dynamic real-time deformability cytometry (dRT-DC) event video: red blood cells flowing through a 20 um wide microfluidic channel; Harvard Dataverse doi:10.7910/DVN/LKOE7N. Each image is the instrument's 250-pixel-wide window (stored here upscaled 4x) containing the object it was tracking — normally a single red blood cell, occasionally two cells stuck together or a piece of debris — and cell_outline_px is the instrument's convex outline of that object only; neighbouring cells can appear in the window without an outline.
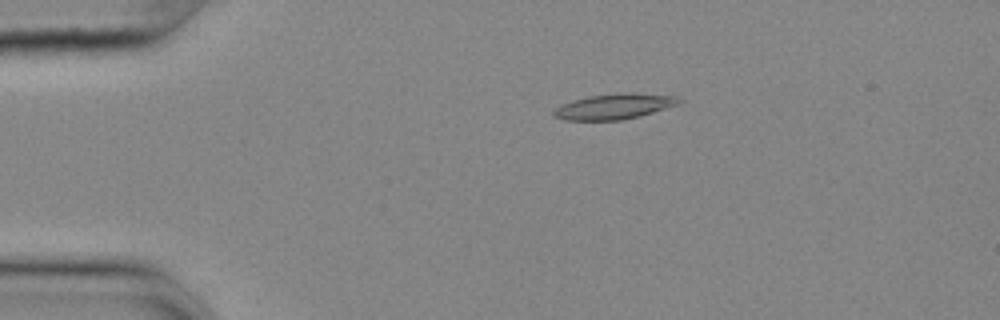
{"species": "common noctule bat (a hibernating species)", "species_latin": "Nyctalus noctula", "temperature_condition": "cold", "stored_images_in_passage": 56, "camera_frame_rate_fps": 3000, "um_per_image_px": 0.085, "animal": {"sex": "female", "body_mass_g": 25.1}, "frame": {"image": 1, "passage_image": 12, "time_ms": 3.667, "image_size_px": [1000, 320], "cell_outline_px": [[684, 100], [680, 104], [640, 116], [620, 120], [564, 120], [556, 116], [552, 112], [556, 108], [564, 104], [588, 96], [624, 92], [632, 92], [680, 96]], "centroid_in_image_um": [52.32, 9.03], "position_along_channel_um": 32.7, "area_um2": 18.61}}
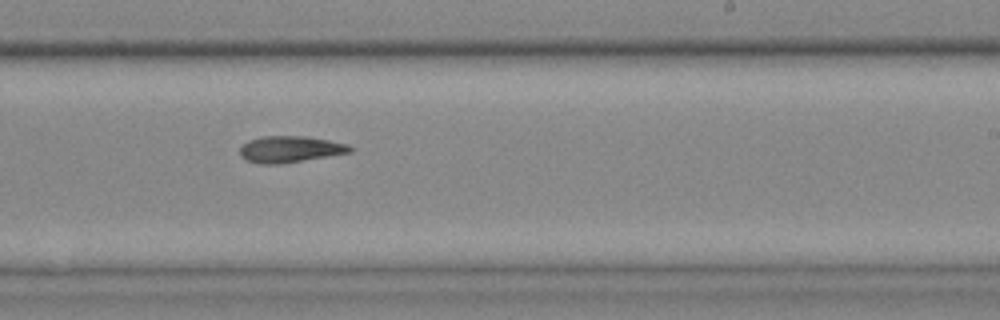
{"frame": {"image": 2, "passage_image": 35, "time_ms": 11.333, "image_size_px": [1000, 320], "cell_outline_px": [[356, 148], [352, 152], [280, 164], [260, 164], [244, 160], [240, 156], [240, 148], [248, 140], [264, 136], [304, 136], [328, 140], [348, 144]], "centroid_in_image_um": [24.66, 12.69], "position_along_channel_um": 264.3, "area_um2": 17.05}}
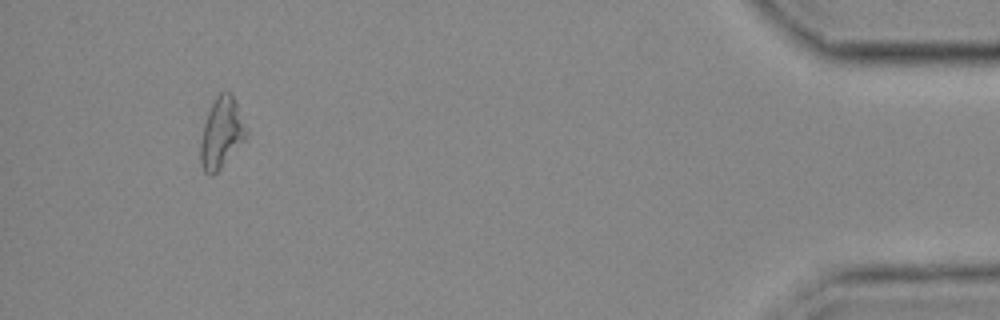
{"frame": {"image": 3, "passage_image": 53, "time_ms": 17.333, "image_size_px": [1000, 320], "cell_outline_px": [[248, 132], [244, 140], [220, 168], [212, 176], [208, 176], [204, 172], [200, 164], [200, 144], [204, 124], [208, 112], [216, 96], [220, 92], [232, 92]], "centroid_in_image_um": [18.81, 11.31], "position_along_channel_um": 416.4, "area_um2": 18.61}}